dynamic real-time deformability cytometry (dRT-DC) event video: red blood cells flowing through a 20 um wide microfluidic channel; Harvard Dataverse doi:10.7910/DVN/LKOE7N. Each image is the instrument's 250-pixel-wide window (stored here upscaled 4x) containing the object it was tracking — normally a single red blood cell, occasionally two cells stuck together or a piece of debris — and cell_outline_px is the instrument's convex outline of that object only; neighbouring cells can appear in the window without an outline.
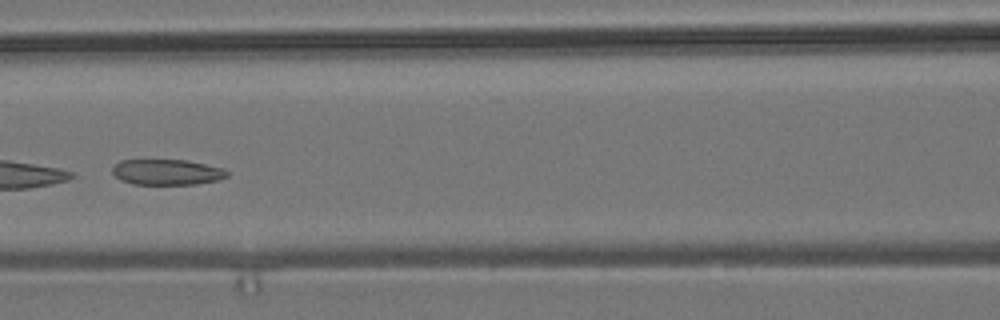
{"species": "common noctule bat (a hibernating species)", "species_latin": "Nyctalus noctula", "temperature_condition": "room temperature", "stored_images_in_passage": 6, "camera_frame_rate_fps": 3000, "um_per_image_px": 0.085, "animal": {"sex": "male", "body_mass_g": 19.2, "forearm_length_mm": 51.8}, "frame": {"image": 1, "passage_image": 6, "time_ms": 6.0, "image_size_px": [1000, 320], "cell_outline_px": [[228, 176], [220, 180], [196, 184], [132, 184], [120, 180], [112, 172], [112, 168], [120, 160], [184, 160], [224, 168], [228, 172]], "centroid_in_image_um": [14.2, 14.63], "position_along_channel_um": 152.4, "area_um2": 17.11}}